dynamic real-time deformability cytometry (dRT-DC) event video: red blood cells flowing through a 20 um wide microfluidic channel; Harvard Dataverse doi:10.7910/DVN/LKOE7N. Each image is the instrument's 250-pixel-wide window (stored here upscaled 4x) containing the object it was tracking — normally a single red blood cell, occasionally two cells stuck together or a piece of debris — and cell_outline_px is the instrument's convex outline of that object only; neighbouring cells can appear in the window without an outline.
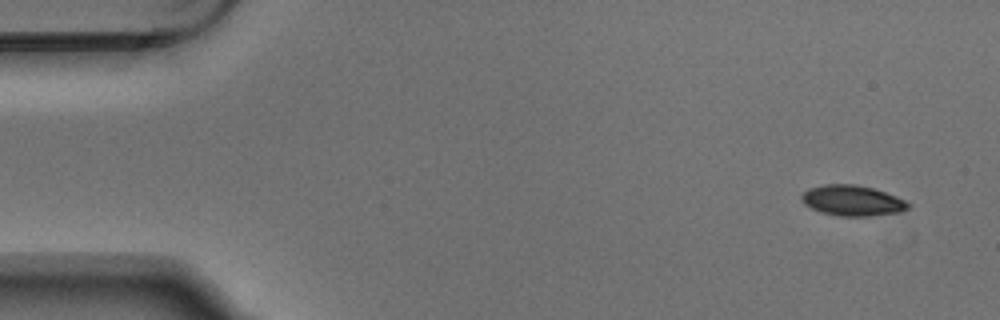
{"species": "Egyptian fruit bat (a non-hibernating species)", "species_latin": "Rousettus aegyptiacus", "temperature_condition": "warm", "stored_images_in_passage": 6, "camera_frame_rate_fps": 3000, "um_per_image_px": 0.085, "animal": {"sex": "male"}, "frame": {"image": 1, "passage_image": 1, "time_ms": 0.0, "image_size_px": [1000, 320], "cell_outline_px": [[912, 208], [900, 212], [872, 216], [840, 216], [824, 212], [812, 208], [804, 204], [800, 196], [808, 188], [824, 184], [856, 184], [872, 188], [896, 196], [912, 204]], "centroid_in_image_um": [72.49, 17.05], "position_along_channel_um": 12.5, "area_um2": 19.02}}
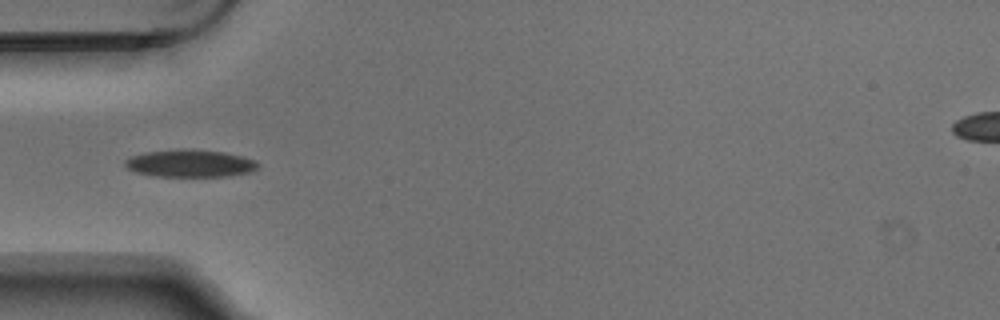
{"frame": {"image": 2, "passage_image": 5, "time_ms": 1.333, "image_size_px": [1000, 320], "cell_outline_px": [[260, 164], [256, 168], [248, 172], [228, 176], [156, 176], [136, 172], [128, 168], [124, 164], [124, 160], [132, 156], [144, 152], [180, 148], [192, 148], [224, 152], [256, 160]], "centroid_in_image_um": [16.14, 13.87], "position_along_channel_um": 68.9, "area_um2": 21.33}}
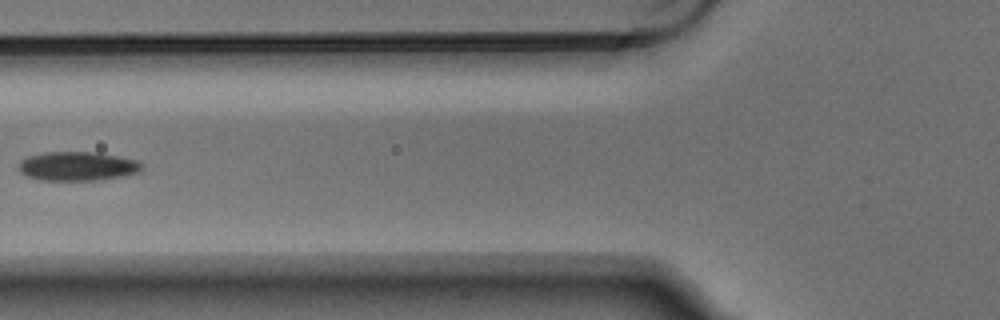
{"frame": {"image": 3, "passage_image": 6, "time_ms": 1.667, "image_size_px": [1000, 320], "cell_outline_px": [[144, 168], [140, 172], [124, 176], [96, 180], [40, 180], [28, 176], [20, 172], [20, 160], [28, 156], [44, 152], [96, 152], [136, 160], [144, 164]], "centroid_in_image_um": [6.62, 14.13], "position_along_channel_um": 119.2, "area_um2": 20.87}}